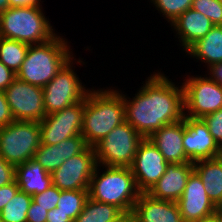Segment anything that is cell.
<instances>
[{
  "label": "cell",
  "mask_w": 222,
  "mask_h": 222,
  "mask_svg": "<svg viewBox=\"0 0 222 222\" xmlns=\"http://www.w3.org/2000/svg\"><path fill=\"white\" fill-rule=\"evenodd\" d=\"M130 101L123 94L126 122L143 138L184 118V90L164 76L151 75Z\"/></svg>",
  "instance_id": "6da1fadb"
},
{
  "label": "cell",
  "mask_w": 222,
  "mask_h": 222,
  "mask_svg": "<svg viewBox=\"0 0 222 222\" xmlns=\"http://www.w3.org/2000/svg\"><path fill=\"white\" fill-rule=\"evenodd\" d=\"M124 121L126 115L122 93L113 89L89 90L81 129V135L89 147H94Z\"/></svg>",
  "instance_id": "7a4b0ae2"
},
{
  "label": "cell",
  "mask_w": 222,
  "mask_h": 222,
  "mask_svg": "<svg viewBox=\"0 0 222 222\" xmlns=\"http://www.w3.org/2000/svg\"><path fill=\"white\" fill-rule=\"evenodd\" d=\"M60 37L56 35L45 43L29 45L16 77L42 88L49 83L61 68L73 59L67 41Z\"/></svg>",
  "instance_id": "3957f363"
},
{
  "label": "cell",
  "mask_w": 222,
  "mask_h": 222,
  "mask_svg": "<svg viewBox=\"0 0 222 222\" xmlns=\"http://www.w3.org/2000/svg\"><path fill=\"white\" fill-rule=\"evenodd\" d=\"M105 168L106 171L99 175V169L96 167L89 184V198L115 205L129 217L141 193L131 169L107 166Z\"/></svg>",
  "instance_id": "277c9868"
},
{
  "label": "cell",
  "mask_w": 222,
  "mask_h": 222,
  "mask_svg": "<svg viewBox=\"0 0 222 222\" xmlns=\"http://www.w3.org/2000/svg\"><path fill=\"white\" fill-rule=\"evenodd\" d=\"M55 36L41 6L9 7L0 13V37L34 45Z\"/></svg>",
  "instance_id": "5b68a950"
},
{
  "label": "cell",
  "mask_w": 222,
  "mask_h": 222,
  "mask_svg": "<svg viewBox=\"0 0 222 222\" xmlns=\"http://www.w3.org/2000/svg\"><path fill=\"white\" fill-rule=\"evenodd\" d=\"M40 143V122L14 120L0 127V155L14 166L34 158Z\"/></svg>",
  "instance_id": "8992f818"
},
{
  "label": "cell",
  "mask_w": 222,
  "mask_h": 222,
  "mask_svg": "<svg viewBox=\"0 0 222 222\" xmlns=\"http://www.w3.org/2000/svg\"><path fill=\"white\" fill-rule=\"evenodd\" d=\"M144 138L126 121L94 146L99 166L130 167Z\"/></svg>",
  "instance_id": "52a82bcc"
},
{
  "label": "cell",
  "mask_w": 222,
  "mask_h": 222,
  "mask_svg": "<svg viewBox=\"0 0 222 222\" xmlns=\"http://www.w3.org/2000/svg\"><path fill=\"white\" fill-rule=\"evenodd\" d=\"M68 61L56 76L43 87L44 107L46 115L53 114L65 107L86 98L89 90L80 82ZM72 65V66H71Z\"/></svg>",
  "instance_id": "ba28073f"
},
{
  "label": "cell",
  "mask_w": 222,
  "mask_h": 222,
  "mask_svg": "<svg viewBox=\"0 0 222 222\" xmlns=\"http://www.w3.org/2000/svg\"><path fill=\"white\" fill-rule=\"evenodd\" d=\"M186 117L202 119L222 108V86L209 77H189L182 83Z\"/></svg>",
  "instance_id": "9c48e42d"
},
{
  "label": "cell",
  "mask_w": 222,
  "mask_h": 222,
  "mask_svg": "<svg viewBox=\"0 0 222 222\" xmlns=\"http://www.w3.org/2000/svg\"><path fill=\"white\" fill-rule=\"evenodd\" d=\"M84 106L85 99L46 115L40 121L41 144L56 145L81 135Z\"/></svg>",
  "instance_id": "30bf717a"
},
{
  "label": "cell",
  "mask_w": 222,
  "mask_h": 222,
  "mask_svg": "<svg viewBox=\"0 0 222 222\" xmlns=\"http://www.w3.org/2000/svg\"><path fill=\"white\" fill-rule=\"evenodd\" d=\"M96 167L99 165L94 147H88L51 173L52 185L60 190H88Z\"/></svg>",
  "instance_id": "8fae6325"
},
{
  "label": "cell",
  "mask_w": 222,
  "mask_h": 222,
  "mask_svg": "<svg viewBox=\"0 0 222 222\" xmlns=\"http://www.w3.org/2000/svg\"><path fill=\"white\" fill-rule=\"evenodd\" d=\"M5 95L14 120L40 122L46 116L42 87L16 77Z\"/></svg>",
  "instance_id": "7c38bea8"
},
{
  "label": "cell",
  "mask_w": 222,
  "mask_h": 222,
  "mask_svg": "<svg viewBox=\"0 0 222 222\" xmlns=\"http://www.w3.org/2000/svg\"><path fill=\"white\" fill-rule=\"evenodd\" d=\"M168 164L151 140L144 138L130 166L138 190L147 193L165 174Z\"/></svg>",
  "instance_id": "4fadbf2b"
},
{
  "label": "cell",
  "mask_w": 222,
  "mask_h": 222,
  "mask_svg": "<svg viewBox=\"0 0 222 222\" xmlns=\"http://www.w3.org/2000/svg\"><path fill=\"white\" fill-rule=\"evenodd\" d=\"M183 147L191 162L220 156L221 147L203 119L184 116Z\"/></svg>",
  "instance_id": "5bb4252c"
},
{
  "label": "cell",
  "mask_w": 222,
  "mask_h": 222,
  "mask_svg": "<svg viewBox=\"0 0 222 222\" xmlns=\"http://www.w3.org/2000/svg\"><path fill=\"white\" fill-rule=\"evenodd\" d=\"M177 204L183 222H199L202 218L216 212V205L209 198L203 182L194 171L188 177Z\"/></svg>",
  "instance_id": "9a60e30c"
},
{
  "label": "cell",
  "mask_w": 222,
  "mask_h": 222,
  "mask_svg": "<svg viewBox=\"0 0 222 222\" xmlns=\"http://www.w3.org/2000/svg\"><path fill=\"white\" fill-rule=\"evenodd\" d=\"M132 222H183L177 202L158 200L140 193L131 215Z\"/></svg>",
  "instance_id": "2e32d148"
},
{
  "label": "cell",
  "mask_w": 222,
  "mask_h": 222,
  "mask_svg": "<svg viewBox=\"0 0 222 222\" xmlns=\"http://www.w3.org/2000/svg\"><path fill=\"white\" fill-rule=\"evenodd\" d=\"M184 118L178 122L164 125L148 139L156 146L168 163H193L186 156L183 147Z\"/></svg>",
  "instance_id": "e0dca14e"
},
{
  "label": "cell",
  "mask_w": 222,
  "mask_h": 222,
  "mask_svg": "<svg viewBox=\"0 0 222 222\" xmlns=\"http://www.w3.org/2000/svg\"><path fill=\"white\" fill-rule=\"evenodd\" d=\"M194 171V163H169L165 174L147 192L158 200L177 202L183 194L187 179Z\"/></svg>",
  "instance_id": "ac0fdd59"
},
{
  "label": "cell",
  "mask_w": 222,
  "mask_h": 222,
  "mask_svg": "<svg viewBox=\"0 0 222 222\" xmlns=\"http://www.w3.org/2000/svg\"><path fill=\"white\" fill-rule=\"evenodd\" d=\"M82 135L63 140L56 145L41 144L35 152L34 159L46 170L52 173L58 169L64 161L85 151L88 148Z\"/></svg>",
  "instance_id": "d6986e66"
},
{
  "label": "cell",
  "mask_w": 222,
  "mask_h": 222,
  "mask_svg": "<svg viewBox=\"0 0 222 222\" xmlns=\"http://www.w3.org/2000/svg\"><path fill=\"white\" fill-rule=\"evenodd\" d=\"M171 26L174 27L183 49L187 51L199 39H202L214 26L212 21L200 12L189 8L177 17Z\"/></svg>",
  "instance_id": "ffe728a7"
},
{
  "label": "cell",
  "mask_w": 222,
  "mask_h": 222,
  "mask_svg": "<svg viewBox=\"0 0 222 222\" xmlns=\"http://www.w3.org/2000/svg\"><path fill=\"white\" fill-rule=\"evenodd\" d=\"M15 181L20 191L34 196L52 185V176L34 158H31L15 166Z\"/></svg>",
  "instance_id": "44dd1931"
},
{
  "label": "cell",
  "mask_w": 222,
  "mask_h": 222,
  "mask_svg": "<svg viewBox=\"0 0 222 222\" xmlns=\"http://www.w3.org/2000/svg\"><path fill=\"white\" fill-rule=\"evenodd\" d=\"M194 172L203 182L211 201L217 205L222 200V157L194 162Z\"/></svg>",
  "instance_id": "7402d4cb"
},
{
  "label": "cell",
  "mask_w": 222,
  "mask_h": 222,
  "mask_svg": "<svg viewBox=\"0 0 222 222\" xmlns=\"http://www.w3.org/2000/svg\"><path fill=\"white\" fill-rule=\"evenodd\" d=\"M187 53L207 63L208 67L222 62V25H214L202 39L187 50Z\"/></svg>",
  "instance_id": "603a6c76"
},
{
  "label": "cell",
  "mask_w": 222,
  "mask_h": 222,
  "mask_svg": "<svg viewBox=\"0 0 222 222\" xmlns=\"http://www.w3.org/2000/svg\"><path fill=\"white\" fill-rule=\"evenodd\" d=\"M127 218L128 216L115 205L101 203L88 197L74 222H124Z\"/></svg>",
  "instance_id": "cb8c5ba5"
},
{
  "label": "cell",
  "mask_w": 222,
  "mask_h": 222,
  "mask_svg": "<svg viewBox=\"0 0 222 222\" xmlns=\"http://www.w3.org/2000/svg\"><path fill=\"white\" fill-rule=\"evenodd\" d=\"M29 44L0 37V61L17 73L26 57Z\"/></svg>",
  "instance_id": "d4e9b609"
},
{
  "label": "cell",
  "mask_w": 222,
  "mask_h": 222,
  "mask_svg": "<svg viewBox=\"0 0 222 222\" xmlns=\"http://www.w3.org/2000/svg\"><path fill=\"white\" fill-rule=\"evenodd\" d=\"M32 202V196L18 191L0 211L2 222H27V212Z\"/></svg>",
  "instance_id": "484cf974"
},
{
  "label": "cell",
  "mask_w": 222,
  "mask_h": 222,
  "mask_svg": "<svg viewBox=\"0 0 222 222\" xmlns=\"http://www.w3.org/2000/svg\"><path fill=\"white\" fill-rule=\"evenodd\" d=\"M89 195L88 190H61L57 202L59 211L67 214L73 221L83 210Z\"/></svg>",
  "instance_id": "4316f807"
},
{
  "label": "cell",
  "mask_w": 222,
  "mask_h": 222,
  "mask_svg": "<svg viewBox=\"0 0 222 222\" xmlns=\"http://www.w3.org/2000/svg\"><path fill=\"white\" fill-rule=\"evenodd\" d=\"M157 10L162 12L172 23L177 17L183 14L192 6L193 0H151Z\"/></svg>",
  "instance_id": "83f0119b"
},
{
  "label": "cell",
  "mask_w": 222,
  "mask_h": 222,
  "mask_svg": "<svg viewBox=\"0 0 222 222\" xmlns=\"http://www.w3.org/2000/svg\"><path fill=\"white\" fill-rule=\"evenodd\" d=\"M191 8L208 17L215 26L222 25V4L219 0H193Z\"/></svg>",
  "instance_id": "f1b7e54d"
},
{
  "label": "cell",
  "mask_w": 222,
  "mask_h": 222,
  "mask_svg": "<svg viewBox=\"0 0 222 222\" xmlns=\"http://www.w3.org/2000/svg\"><path fill=\"white\" fill-rule=\"evenodd\" d=\"M61 190L56 186L51 185L44 192L32 196V200L39 204L42 208L48 211L57 207V202L60 197Z\"/></svg>",
  "instance_id": "f546056e"
},
{
  "label": "cell",
  "mask_w": 222,
  "mask_h": 222,
  "mask_svg": "<svg viewBox=\"0 0 222 222\" xmlns=\"http://www.w3.org/2000/svg\"><path fill=\"white\" fill-rule=\"evenodd\" d=\"M217 144L222 147V108L202 118Z\"/></svg>",
  "instance_id": "4dcf8cb0"
},
{
  "label": "cell",
  "mask_w": 222,
  "mask_h": 222,
  "mask_svg": "<svg viewBox=\"0 0 222 222\" xmlns=\"http://www.w3.org/2000/svg\"><path fill=\"white\" fill-rule=\"evenodd\" d=\"M15 181V166L0 155V187Z\"/></svg>",
  "instance_id": "1f68e13d"
},
{
  "label": "cell",
  "mask_w": 222,
  "mask_h": 222,
  "mask_svg": "<svg viewBox=\"0 0 222 222\" xmlns=\"http://www.w3.org/2000/svg\"><path fill=\"white\" fill-rule=\"evenodd\" d=\"M13 121L14 118L11 114L5 91L0 90V127L9 125Z\"/></svg>",
  "instance_id": "d6a6232c"
},
{
  "label": "cell",
  "mask_w": 222,
  "mask_h": 222,
  "mask_svg": "<svg viewBox=\"0 0 222 222\" xmlns=\"http://www.w3.org/2000/svg\"><path fill=\"white\" fill-rule=\"evenodd\" d=\"M48 210L42 208L33 200L27 212V222H46Z\"/></svg>",
  "instance_id": "836d02e7"
},
{
  "label": "cell",
  "mask_w": 222,
  "mask_h": 222,
  "mask_svg": "<svg viewBox=\"0 0 222 222\" xmlns=\"http://www.w3.org/2000/svg\"><path fill=\"white\" fill-rule=\"evenodd\" d=\"M19 187L16 181L0 187V211L6 206V204L15 196L19 191Z\"/></svg>",
  "instance_id": "e575fe53"
},
{
  "label": "cell",
  "mask_w": 222,
  "mask_h": 222,
  "mask_svg": "<svg viewBox=\"0 0 222 222\" xmlns=\"http://www.w3.org/2000/svg\"><path fill=\"white\" fill-rule=\"evenodd\" d=\"M16 78V73L0 61V90L5 91Z\"/></svg>",
  "instance_id": "d590c367"
},
{
  "label": "cell",
  "mask_w": 222,
  "mask_h": 222,
  "mask_svg": "<svg viewBox=\"0 0 222 222\" xmlns=\"http://www.w3.org/2000/svg\"><path fill=\"white\" fill-rule=\"evenodd\" d=\"M46 222H74L67 214L59 211L56 207L47 213Z\"/></svg>",
  "instance_id": "8d00e7d4"
},
{
  "label": "cell",
  "mask_w": 222,
  "mask_h": 222,
  "mask_svg": "<svg viewBox=\"0 0 222 222\" xmlns=\"http://www.w3.org/2000/svg\"><path fill=\"white\" fill-rule=\"evenodd\" d=\"M209 78L222 86V62L211 64Z\"/></svg>",
  "instance_id": "74e56055"
},
{
  "label": "cell",
  "mask_w": 222,
  "mask_h": 222,
  "mask_svg": "<svg viewBox=\"0 0 222 222\" xmlns=\"http://www.w3.org/2000/svg\"><path fill=\"white\" fill-rule=\"evenodd\" d=\"M41 0H9V7L40 6Z\"/></svg>",
  "instance_id": "f35d334b"
},
{
  "label": "cell",
  "mask_w": 222,
  "mask_h": 222,
  "mask_svg": "<svg viewBox=\"0 0 222 222\" xmlns=\"http://www.w3.org/2000/svg\"><path fill=\"white\" fill-rule=\"evenodd\" d=\"M199 222H222V218L215 212L210 216L202 218Z\"/></svg>",
  "instance_id": "ab89813d"
},
{
  "label": "cell",
  "mask_w": 222,
  "mask_h": 222,
  "mask_svg": "<svg viewBox=\"0 0 222 222\" xmlns=\"http://www.w3.org/2000/svg\"><path fill=\"white\" fill-rule=\"evenodd\" d=\"M9 8V0H0V13Z\"/></svg>",
  "instance_id": "60d3db41"
},
{
  "label": "cell",
  "mask_w": 222,
  "mask_h": 222,
  "mask_svg": "<svg viewBox=\"0 0 222 222\" xmlns=\"http://www.w3.org/2000/svg\"><path fill=\"white\" fill-rule=\"evenodd\" d=\"M216 213L222 218V200L216 205Z\"/></svg>",
  "instance_id": "b9f144b4"
},
{
  "label": "cell",
  "mask_w": 222,
  "mask_h": 222,
  "mask_svg": "<svg viewBox=\"0 0 222 222\" xmlns=\"http://www.w3.org/2000/svg\"><path fill=\"white\" fill-rule=\"evenodd\" d=\"M124 222H132L129 218H127Z\"/></svg>",
  "instance_id": "7bdbcfd3"
}]
</instances>
